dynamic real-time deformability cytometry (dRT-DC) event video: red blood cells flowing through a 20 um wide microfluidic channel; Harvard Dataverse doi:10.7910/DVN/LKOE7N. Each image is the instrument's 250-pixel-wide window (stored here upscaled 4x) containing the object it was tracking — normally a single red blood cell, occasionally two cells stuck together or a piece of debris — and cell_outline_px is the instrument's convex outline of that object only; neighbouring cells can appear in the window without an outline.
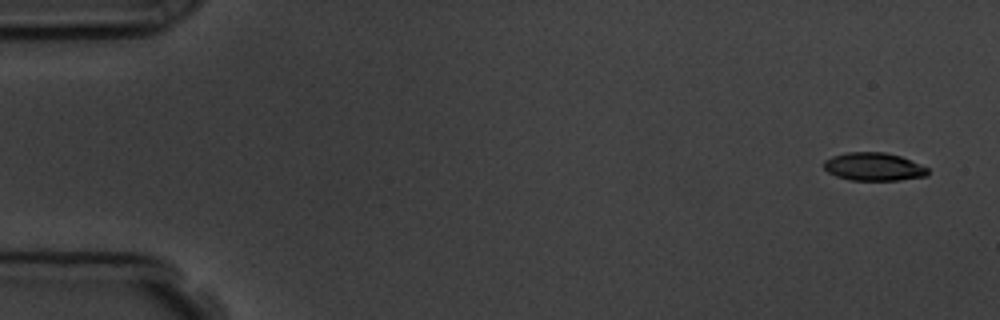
{"species": "common noctule bat (a hibernating species)", "species_latin": "Nyctalus noctula", "temperature_condition": "room temperature", "stored_images_in_passage": 5, "camera_frame_rate_fps": 3000, "um_per_image_px": 0.085, "animal": {"sex": "male", "body_mass_g": 19.5, "forearm_length_mm": 54.6}, "frame": {"image": 1, "passage_image": 1, "time_ms": 0.0, "image_size_px": [1000, 320], "cell_outline_px": [[928, 176], [900, 180], [852, 180], [836, 176], [828, 172], [824, 168], [824, 160], [832, 156], [848, 152], [884, 152], [900, 156], [928, 168]], "centroid_in_image_um": [74.26, 14.17], "position_along_channel_um": 10.7, "area_um2": 16.94}}
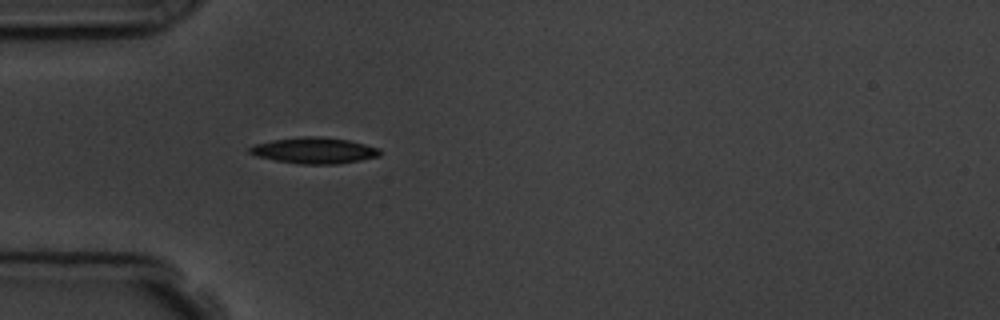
{"frame": {"image": 2, "passage_image": 5, "time_ms": 4.667, "image_size_px": [1000, 320], "cell_outline_px": [[380, 156], [360, 160], [336, 164], [300, 164], [276, 160], [256, 156], [248, 152], [248, 148], [256, 144], [272, 140], [304, 136], [320, 136], [348, 140], [380, 148]], "centroid_in_image_um": [26.71, 12.79], "position_along_channel_um": 58.3, "area_um2": 19.71}}